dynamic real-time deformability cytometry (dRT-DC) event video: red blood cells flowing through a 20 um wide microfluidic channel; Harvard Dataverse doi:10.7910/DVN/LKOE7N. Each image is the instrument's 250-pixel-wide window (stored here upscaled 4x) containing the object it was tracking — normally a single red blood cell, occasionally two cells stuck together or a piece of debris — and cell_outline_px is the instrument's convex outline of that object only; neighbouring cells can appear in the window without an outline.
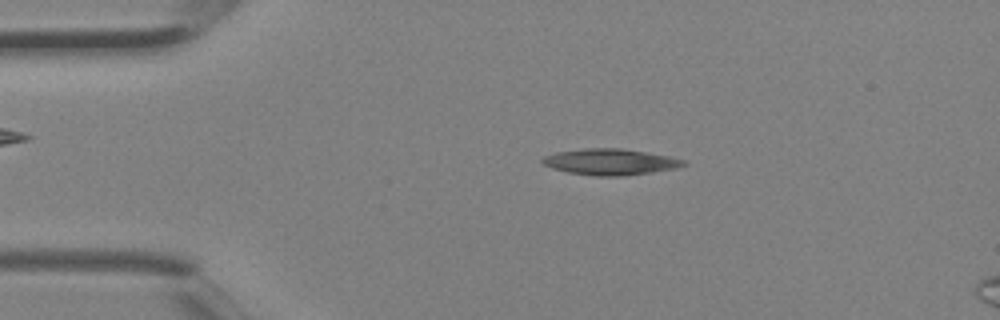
{"species": "Egyptian fruit bat (a non-hibernating species)", "species_latin": "Rousettus aegyptiacus", "temperature_condition": "room temperature", "stored_images_in_passage": 4, "camera_frame_rate_fps": 3000, "um_per_image_px": 0.085, "animal": {"sex": "female"}, "frame": {"image": 1, "passage_image": 2, "time_ms": 0.333, "image_size_px": [1000, 320], "cell_outline_px": [[688, 164], [676, 168], [652, 172], [624, 176], [592, 176], [568, 172], [552, 168], [544, 164], [540, 160], [544, 156], [556, 152], [584, 148], [620, 148], [668, 156], [684, 160]], "centroid_in_image_um": [51.85, 13.76], "position_along_channel_um": 33.1, "area_um2": 21.44}}